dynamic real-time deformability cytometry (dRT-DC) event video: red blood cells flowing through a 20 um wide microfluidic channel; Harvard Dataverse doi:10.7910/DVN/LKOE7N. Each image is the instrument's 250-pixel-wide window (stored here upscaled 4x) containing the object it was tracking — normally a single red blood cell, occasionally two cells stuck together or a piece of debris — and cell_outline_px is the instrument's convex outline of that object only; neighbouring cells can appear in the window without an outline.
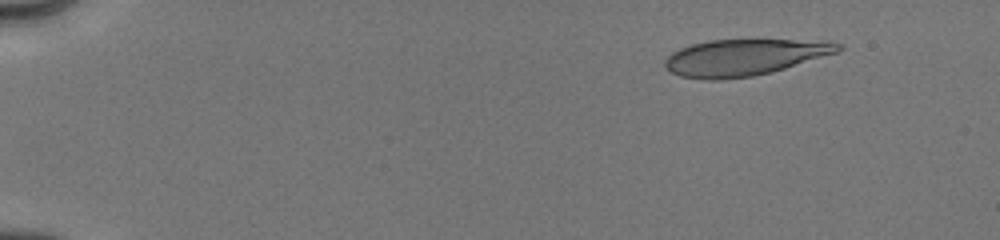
{"species": "human", "species_latin": "Homo sapiens", "temperature_condition": "cold", "stored_images_in_passage": 14, "camera_frame_rate_fps": 3000, "um_per_image_px": 0.085, "donor": {"sex": "male"}, "frame": {"image": 1, "passage_image": 3, "time_ms": 2.0, "image_size_px": [1000, 240], "cell_outline_px": [[844, 48], [840, 52], [772, 72], [752, 76], [720, 80], [708, 80], [680, 76], [672, 72], [664, 64], [664, 60], [672, 52], [680, 48], [692, 44], [708, 40], [828, 40], [844, 44]], "centroid_in_image_um": [63.34, 4.86], "position_along_channel_um": 21.7, "area_um2": 37.05}}
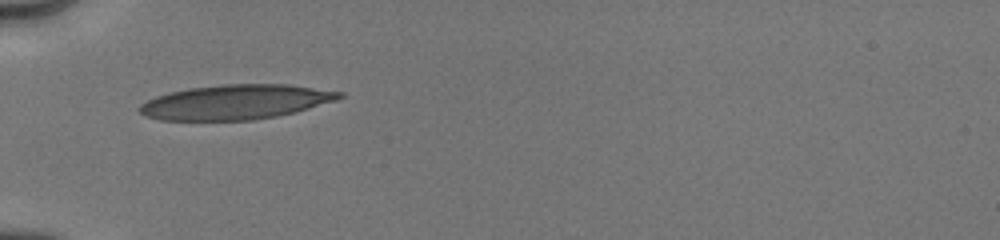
{"frame": {"image": 2, "passage_image": 11, "time_ms": 6.0, "image_size_px": [1000, 240], "cell_outline_px": [[344, 96], [336, 100], [296, 112], [276, 116], [252, 120], [160, 120], [144, 116], [136, 108], [140, 104], [156, 96], [168, 92], [188, 88], [224, 84], [288, 84], [344, 92]], "centroid_in_image_um": [20.01, 8.67], "position_along_channel_um": 65.0, "area_um2": 40.52}}
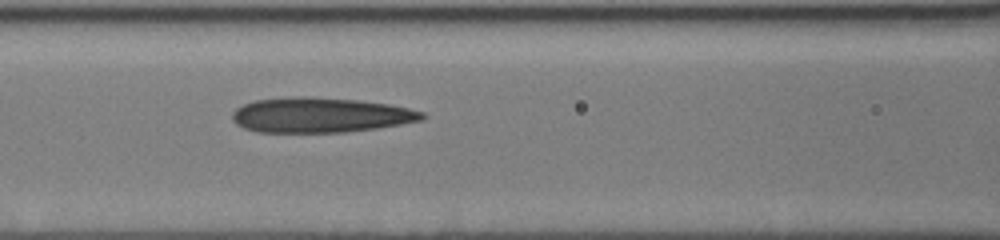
{"frame": {"image": 3, "passage_image": 14, "time_ms": 8.0, "image_size_px": [1000, 240], "cell_outline_px": [[428, 116], [424, 120], [376, 128], [344, 132], [256, 132], [244, 128], [236, 124], [232, 120], [232, 112], [236, 108], [244, 104], [256, 100], [292, 96], [308, 96], [356, 100], [388, 104], [408, 108], [424, 112]], "centroid_in_image_um": [27.22, 9.78], "position_along_channel_um": 139.4, "area_um2": 38.84}}